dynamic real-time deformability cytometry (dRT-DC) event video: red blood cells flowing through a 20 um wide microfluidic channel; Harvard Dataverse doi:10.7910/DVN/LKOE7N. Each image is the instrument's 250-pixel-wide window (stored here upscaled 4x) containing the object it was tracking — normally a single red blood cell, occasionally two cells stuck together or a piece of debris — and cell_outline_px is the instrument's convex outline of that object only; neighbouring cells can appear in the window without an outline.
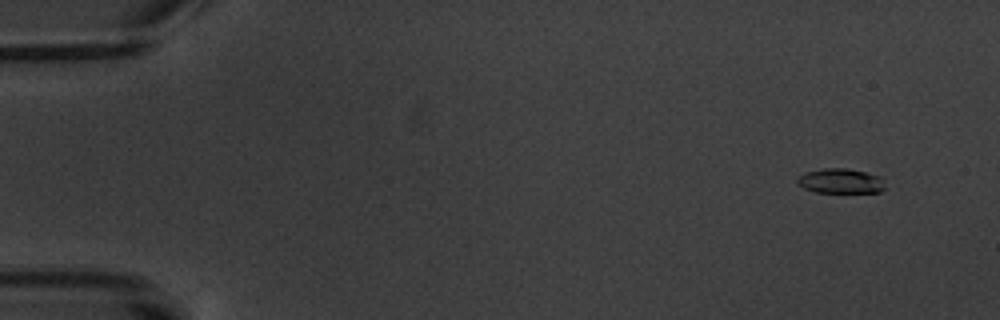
{"species": "common noctule bat (a hibernating species)", "species_latin": "Nyctalus noctula", "temperature_condition": "warm", "stored_images_in_passage": 6, "camera_frame_rate_fps": 3000, "um_per_image_px": 0.085, "animal": {"sex": "male", "body_mass_g": 20.1, "forearm_length_mm": 53.5}, "frame": {"image": 1, "passage_image": 2, "time_ms": 1.0, "image_size_px": [1000, 320], "cell_outline_px": [[884, 188], [880, 192], [816, 192], [804, 188], [796, 184], [796, 180], [804, 172], [824, 168], [848, 168], [880, 176]], "centroid_in_image_um": [71.4, 15.38], "position_along_channel_um": 13.6, "area_um2": 12.6}}
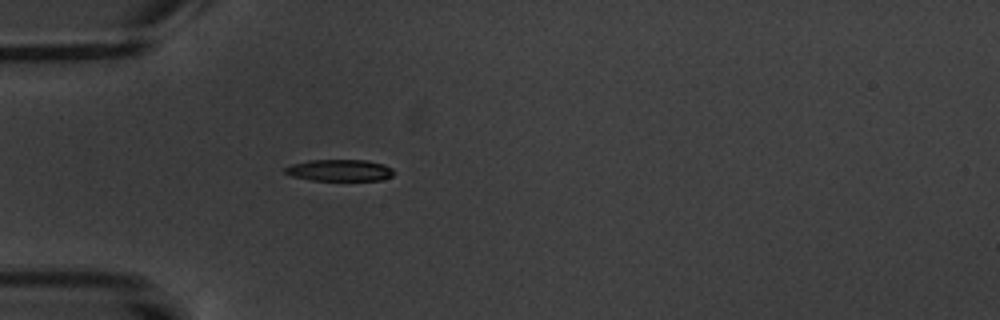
{"frame": {"image": 2, "passage_image": 6, "time_ms": 5.667, "image_size_px": [1000, 320], "cell_outline_px": [[396, 172], [392, 176], [384, 180], [312, 180], [292, 176], [284, 172], [284, 168], [292, 164], [308, 160], [368, 160], [384, 164], [392, 168]], "centroid_in_image_um": [28.91, 14.47], "position_along_channel_um": 56.1, "area_um2": 13.81}}